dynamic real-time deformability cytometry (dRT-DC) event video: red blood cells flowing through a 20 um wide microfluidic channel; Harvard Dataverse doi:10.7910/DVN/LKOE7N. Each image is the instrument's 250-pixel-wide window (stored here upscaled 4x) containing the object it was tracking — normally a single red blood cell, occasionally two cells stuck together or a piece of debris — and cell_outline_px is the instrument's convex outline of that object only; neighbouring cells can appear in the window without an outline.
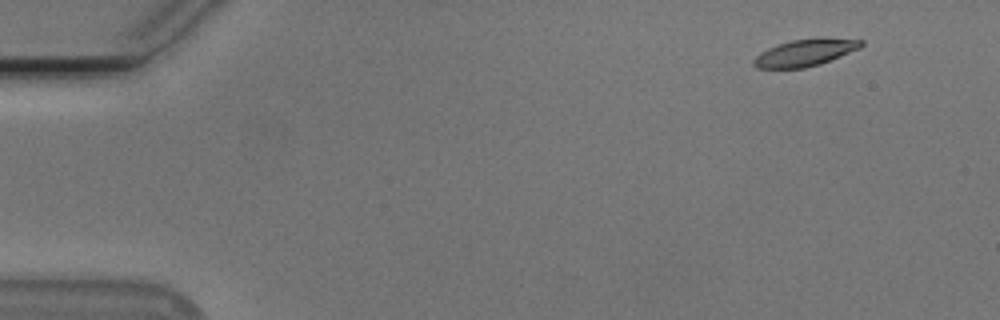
{"species": "Egyptian fruit bat (a non-hibernating species)", "species_latin": "Rousettus aegyptiacus", "temperature_condition": "cold", "stored_images_in_passage": 55, "camera_frame_rate_fps": 3000, "um_per_image_px": 0.085, "animal": {"sex": "male"}, "frame": {"image": 1, "passage_image": 5, "time_ms": 1.333, "image_size_px": [1000, 320], "cell_outline_px": [[864, 44], [860, 48], [820, 64], [804, 68], [756, 68], [752, 64], [752, 60], [760, 52], [768, 48], [792, 40], [824, 36], [864, 40]], "centroid_in_image_um": [68.46, 4.45], "position_along_channel_um": 16.5, "area_um2": 17.11}}
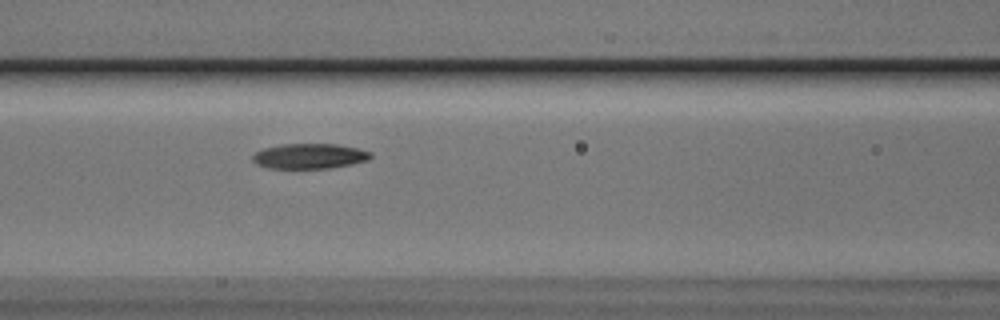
{"frame": {"image": 2, "passage_image": 24, "time_ms": 7.667, "image_size_px": [1000, 320], "cell_outline_px": [[372, 156], [368, 160], [352, 164], [328, 168], [268, 168], [256, 164], [252, 160], [252, 156], [256, 152], [264, 148], [280, 144], [336, 144], [356, 148], [372, 152]], "centroid_in_image_um": [26.3, 13.27], "position_along_channel_um": 140.3, "area_um2": 17.28}}
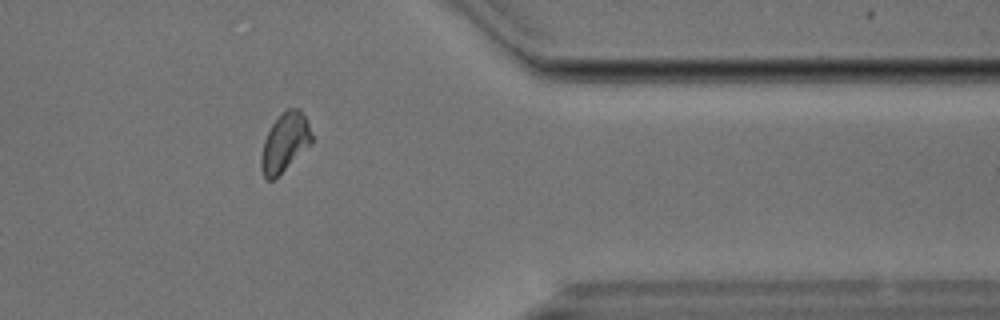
{"frame": {"image": 3, "passage_image": 45, "time_ms": 14.667, "image_size_px": [1000, 320], "cell_outline_px": [[312, 144], [272, 180], [268, 180], [264, 176], [260, 168], [260, 156], [264, 140], [272, 124], [288, 108], [300, 108], [308, 120], [312, 136]], "centroid_in_image_um": [24.22, 12.1], "position_along_channel_um": 387.2, "area_um2": 17.17}, "authors_computed_cell_mechanics": {"area_um2": 17.4556, "velocity_mm_per_s": 3.7457, "shape_relaxation_time_tau1_ms": 5.6093, "shape_relaxation_time_tau2_ms": 4.1192, "deformation_change_tau1": 0.1539, "deformation_change_tau2": 0.082}}